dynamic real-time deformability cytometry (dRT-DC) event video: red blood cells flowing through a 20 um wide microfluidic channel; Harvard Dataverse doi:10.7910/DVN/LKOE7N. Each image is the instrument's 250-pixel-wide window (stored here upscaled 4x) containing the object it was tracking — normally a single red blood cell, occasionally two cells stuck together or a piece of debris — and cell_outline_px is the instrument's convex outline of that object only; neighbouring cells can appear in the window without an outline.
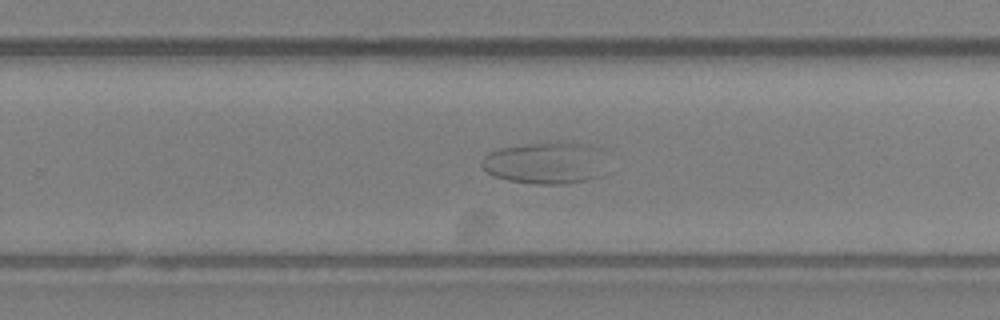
{"species": "Egyptian fruit bat (a non-hibernating species)", "species_latin": "Rousettus aegyptiacus", "temperature_condition": "room temperature", "stored_images_in_passage": 48, "camera_frame_rate_fps": 3000, "um_per_image_px": 0.085, "animal": {"sex": "female"}, "frame": {"image": 1, "passage_image": 31, "time_ms": 10.0, "image_size_px": [1000, 320], "cell_outline_px": [[604, 176], [588, 180], [568, 184], [536, 184], [508, 180], [496, 176], [488, 172], [480, 164], [484, 156], [500, 148], [528, 144], [588, 144]], "centroid_in_image_um": [46.21, 13.92], "position_along_channel_um": 283.6, "area_um2": 28.78}}
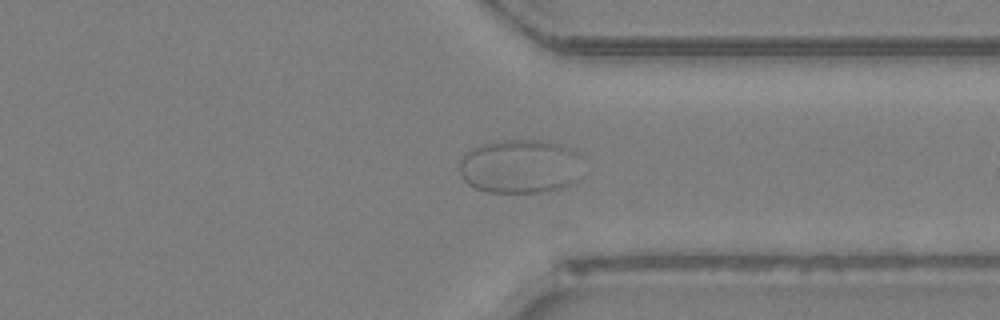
{"frame": {"image": 2, "passage_image": 37, "time_ms": 12.0, "image_size_px": [1000, 320], "cell_outline_px": [[576, 180], [572, 184], [560, 188], [544, 192], [488, 192], [476, 188], [468, 184], [464, 180], [460, 172], [460, 164], [464, 152], [468, 148], [488, 140], [544, 140], [560, 144], [572, 148], [576, 152]], "centroid_in_image_um": [44.1, 14.11], "position_along_channel_um": 367.3, "area_um2": 38.84}}